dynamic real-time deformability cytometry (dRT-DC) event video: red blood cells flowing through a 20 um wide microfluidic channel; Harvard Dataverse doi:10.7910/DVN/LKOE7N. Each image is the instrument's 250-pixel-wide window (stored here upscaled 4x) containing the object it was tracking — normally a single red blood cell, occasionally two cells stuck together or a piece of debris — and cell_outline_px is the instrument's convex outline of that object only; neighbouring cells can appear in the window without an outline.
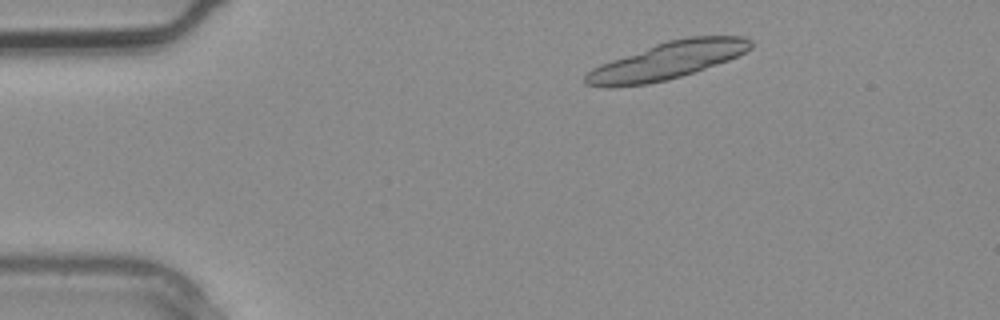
{"species": "common noctule bat (a hibernating species)", "species_latin": "Nyctalus noctula", "temperature_condition": "warm", "stored_images_in_passage": 3, "camera_frame_rate_fps": 3000, "um_per_image_px": 0.085, "animal": {"sex": "male", "body_mass_g": 20.4}, "frame": {"image": 1, "passage_image": 1, "time_ms": 0.0, "image_size_px": [1000, 320], "cell_outline_px": [[752, 48], [728, 60], [680, 76], [648, 84], [584, 84], [584, 76], [592, 68], [600, 64], [656, 44], [668, 40], [688, 36], [740, 36], [752, 40]], "centroid_in_image_um": [56.8, 5.1], "position_along_channel_um": 28.2, "area_um2": 34.51}}